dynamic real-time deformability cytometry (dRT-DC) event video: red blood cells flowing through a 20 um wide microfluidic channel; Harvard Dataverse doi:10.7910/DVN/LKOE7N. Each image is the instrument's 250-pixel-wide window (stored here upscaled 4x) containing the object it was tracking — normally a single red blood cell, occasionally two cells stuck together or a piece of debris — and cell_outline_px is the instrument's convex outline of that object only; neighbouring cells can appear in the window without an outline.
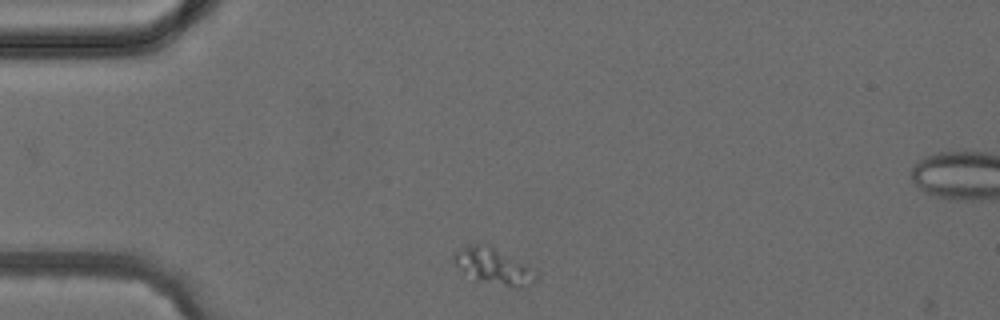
{"species": "common noctule bat (a hibernating species)", "species_latin": "Nyctalus noctula", "temperature_condition": "cold", "stored_images_in_passage": 2, "camera_frame_rate_fps": 3000, "um_per_image_px": 0.085, "animal": {"sex": "female", "body_mass_g": 24.6, "forearm_length_mm": 56.2}, "frame": {"image": 1, "passage_image": 1, "time_ms": 0.0, "image_size_px": [1000, 320], "cell_outline_px": [[536, 280], [528, 288], [516, 288], [476, 280], [460, 268], [452, 260], [452, 252], [472, 244], [488, 244], [528, 268], [536, 276]], "centroid_in_image_um": [41.89, 22.65], "position_along_channel_um": 43.1, "area_um2": 16.65}}